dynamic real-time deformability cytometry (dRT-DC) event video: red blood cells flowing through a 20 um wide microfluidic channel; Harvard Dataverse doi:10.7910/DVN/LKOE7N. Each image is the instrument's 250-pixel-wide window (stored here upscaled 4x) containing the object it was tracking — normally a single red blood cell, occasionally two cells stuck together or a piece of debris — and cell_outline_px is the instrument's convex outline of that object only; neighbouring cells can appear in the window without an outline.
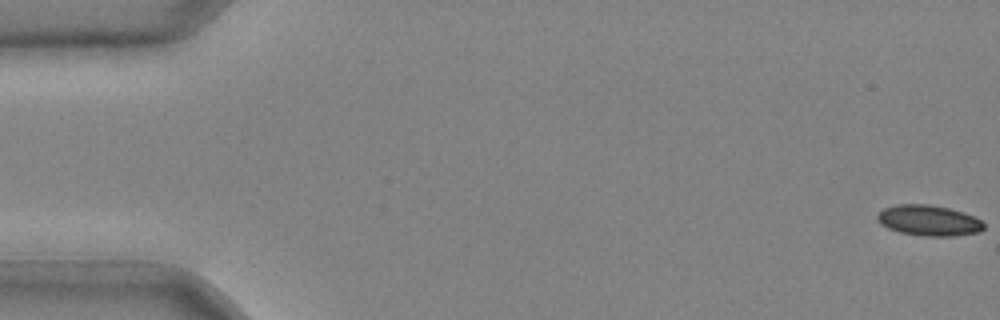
{"species": "common noctule bat (a hibernating species)", "species_latin": "Nyctalus noctula", "temperature_condition": "cold", "stored_images_in_passage": 43, "camera_frame_rate_fps": 3000, "um_per_image_px": 0.085, "animal": {"sex": "male", "body_mass_g": 20.4}, "frame": {"image": 1, "passage_image": 1, "time_ms": 0.0, "image_size_px": [1000, 320], "cell_outline_px": [[984, 228], [980, 232], [956, 236], [924, 236], [900, 232], [888, 228], [880, 224], [876, 220], [876, 216], [884, 208], [896, 204], [928, 204], [948, 208], [964, 212], [980, 220], [984, 224]], "centroid_in_image_um": [78.93, 18.74], "position_along_channel_um": 6.1, "area_um2": 19.07}}
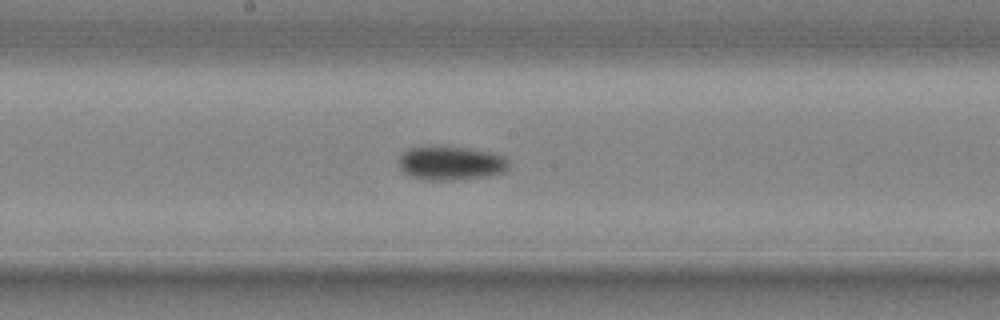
{"frame": {"image": 2, "passage_image": 24, "time_ms": 7.667, "image_size_px": [1000, 320], "cell_outline_px": [[508, 168], [504, 172], [492, 176], [456, 180], [424, 180], [408, 176], [400, 168], [400, 156], [408, 148], [464, 148], [488, 152], [504, 156], [508, 160]], "centroid_in_image_um": [38.35, 13.92], "position_along_channel_um": 209.9, "area_um2": 21.39}}
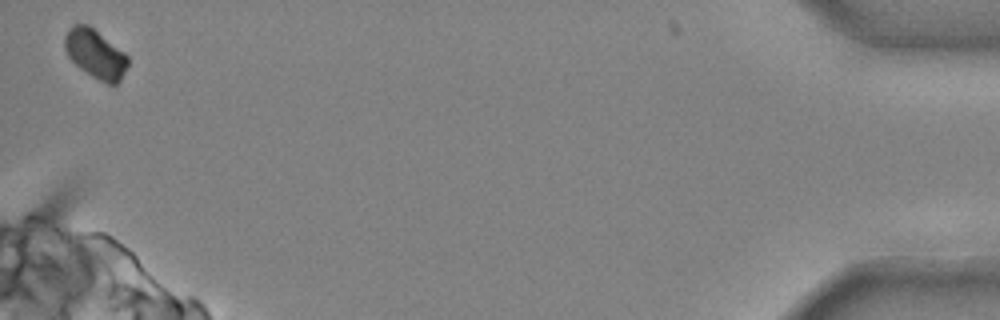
{"frame": {"image": 3, "passage_image": 43, "time_ms": 14.0, "image_size_px": [1000, 320], "cell_outline_px": [[128, 64], [120, 80], [116, 84], [108, 84], [92, 76], [80, 68], [68, 56], [64, 48], [64, 36], [68, 28], [76, 24], [88, 24], [124, 52], [128, 56]], "centroid_in_image_um": [8.09, 4.56], "position_along_channel_um": 427.1, "area_um2": 17.8}}